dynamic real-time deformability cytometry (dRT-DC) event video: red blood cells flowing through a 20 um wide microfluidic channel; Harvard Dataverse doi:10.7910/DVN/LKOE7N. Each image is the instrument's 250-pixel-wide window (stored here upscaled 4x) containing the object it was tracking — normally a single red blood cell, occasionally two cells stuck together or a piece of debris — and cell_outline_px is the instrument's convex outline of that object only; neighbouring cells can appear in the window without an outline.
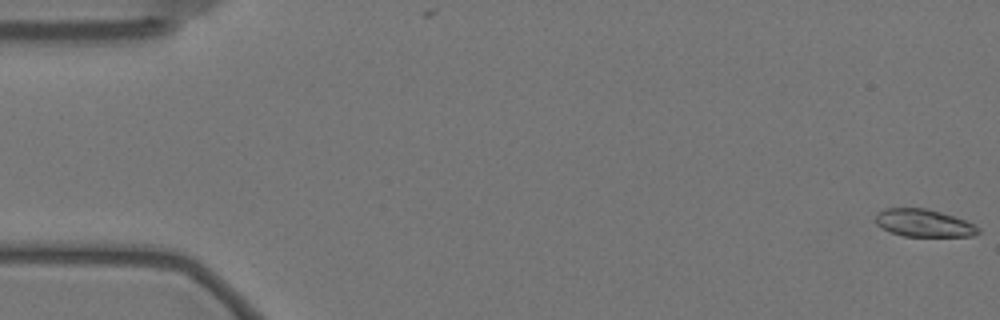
{"species": "Egyptian fruit bat (a non-hibernating species)", "species_latin": "Rousettus aegyptiacus", "temperature_condition": "warm", "stored_images_in_passage": 58, "camera_frame_rate_fps": 3000, "um_per_image_px": 0.085, "animal": {"sex": "female"}, "frame": {"image": 1, "passage_image": 1, "time_ms": 0.0, "image_size_px": [1000, 320], "cell_outline_px": [[980, 232], [972, 236], [904, 236], [892, 232], [876, 224], [876, 212], [884, 208], [924, 208], [940, 212], [976, 224], [980, 228]], "centroid_in_image_um": [78.53, 18.95], "position_along_channel_um": 6.5, "area_um2": 16.36}}
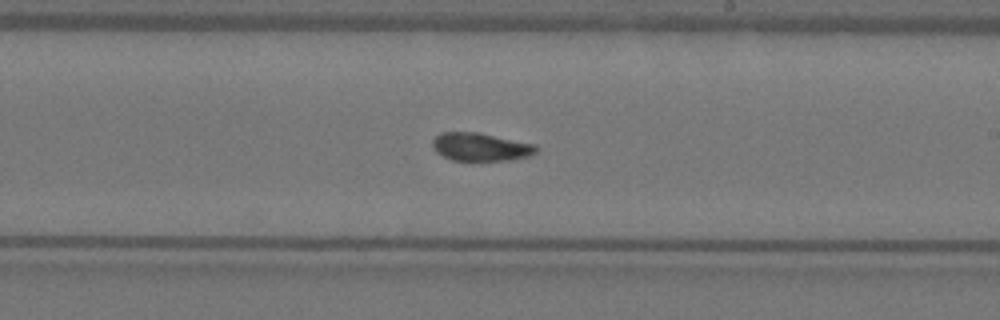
{"frame": {"image": 2, "passage_image": 34, "time_ms": 11.0, "image_size_px": [1000, 320], "cell_outline_px": [[536, 152], [532, 156], [508, 160], [452, 160], [436, 152], [432, 148], [432, 140], [440, 132], [480, 132], [536, 144]], "centroid_in_image_um": [40.85, 12.47], "position_along_channel_um": 248.1, "area_um2": 17.11}}
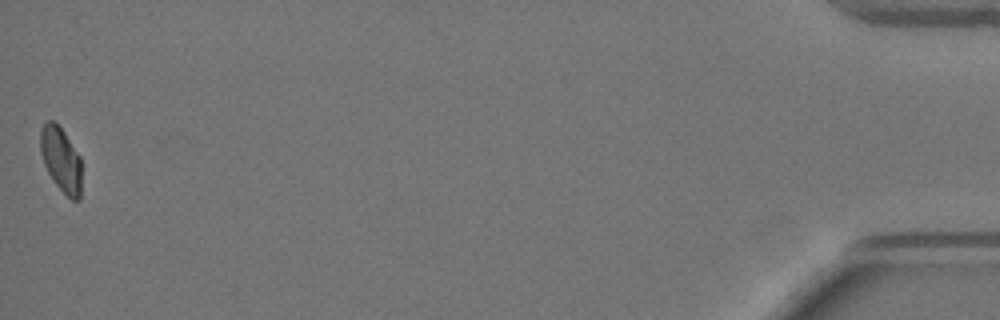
{"frame": {"image": 3, "passage_image": 58, "time_ms": 19.0, "image_size_px": [1000, 320], "cell_outline_px": [[80, 200], [72, 200], [56, 184], [48, 172], [44, 164], [40, 152], [40, 128], [48, 120], [52, 120], [64, 132], [80, 156]], "centroid_in_image_um": [5.16, 13.54], "position_along_channel_um": 430.0, "area_um2": 15.26}, "authors_computed_cell_mechanics": {"area_um2": 17.34, "velocity_mm_per_s": 3.496, "shape_relaxation_time_tau1_ms": null, "shape_relaxation_time_tau2_ms": 2.1088, "deformation_change_tau1": null, "deformation_change_tau2": 0.0677}}